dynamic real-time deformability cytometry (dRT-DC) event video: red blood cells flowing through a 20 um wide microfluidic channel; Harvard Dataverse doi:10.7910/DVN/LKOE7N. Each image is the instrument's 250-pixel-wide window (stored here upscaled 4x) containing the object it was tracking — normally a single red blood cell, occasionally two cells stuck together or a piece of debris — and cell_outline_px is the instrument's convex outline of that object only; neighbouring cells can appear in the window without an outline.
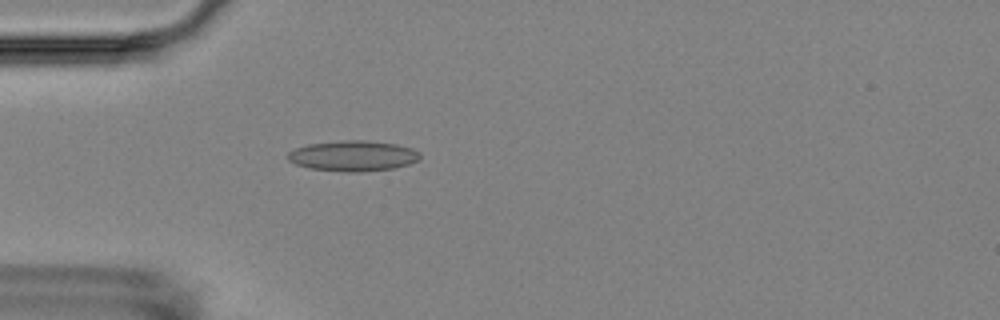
{"species": "Egyptian fruit bat (a non-hibernating species)", "species_latin": "Rousettus aegyptiacus", "temperature_condition": "room temperature", "stored_images_in_passage": 3, "camera_frame_rate_fps": 3000, "um_per_image_px": 0.085, "animal": {"sex": "female"}, "frame": {"image": 1, "passage_image": 3, "time_ms": 2.333, "image_size_px": [1000, 320], "cell_outline_px": [[420, 160], [396, 168], [360, 172], [348, 172], [308, 168], [296, 164], [288, 160], [288, 152], [296, 148], [308, 144], [344, 140], [364, 140], [396, 144], [412, 148], [420, 152]], "centroid_in_image_um": [30.03, 13.25], "position_along_channel_um": 55.0, "area_um2": 23.58}}